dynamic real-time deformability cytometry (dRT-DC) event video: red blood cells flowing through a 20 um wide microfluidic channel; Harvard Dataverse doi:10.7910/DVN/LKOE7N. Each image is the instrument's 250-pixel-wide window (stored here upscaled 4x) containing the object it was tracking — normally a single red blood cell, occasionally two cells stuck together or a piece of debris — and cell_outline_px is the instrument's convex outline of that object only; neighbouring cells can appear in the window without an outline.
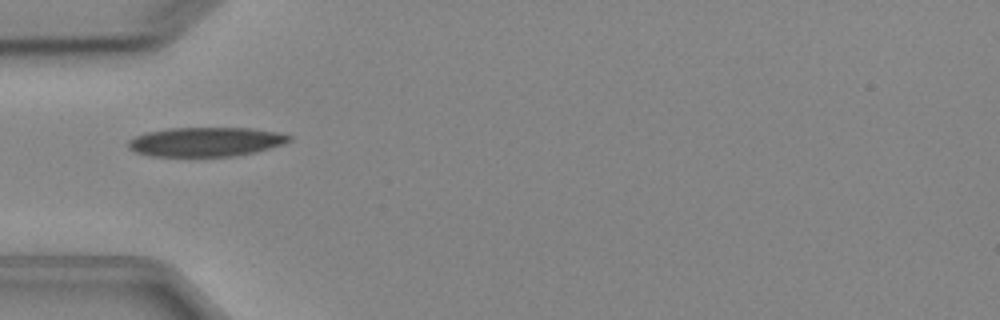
{"species": "Egyptian fruit bat (a non-hibernating species)", "species_latin": "Rousettus aegyptiacus", "temperature_condition": "cold", "stored_images_in_passage": 10, "camera_frame_rate_fps": 3000, "um_per_image_px": 0.085, "animal": {"sex": "female"}, "frame": {"image": 1, "passage_image": 6, "time_ms": 5.667, "image_size_px": [1000, 320], "cell_outline_px": [[292, 140], [284, 144], [256, 152], [236, 156], [148, 156], [136, 152], [128, 148], [128, 140], [144, 132], [168, 128], [252, 128], [276, 132], [292, 136]], "centroid_in_image_um": [17.49, 12.05], "position_along_channel_um": 67.5, "area_um2": 27.63}}
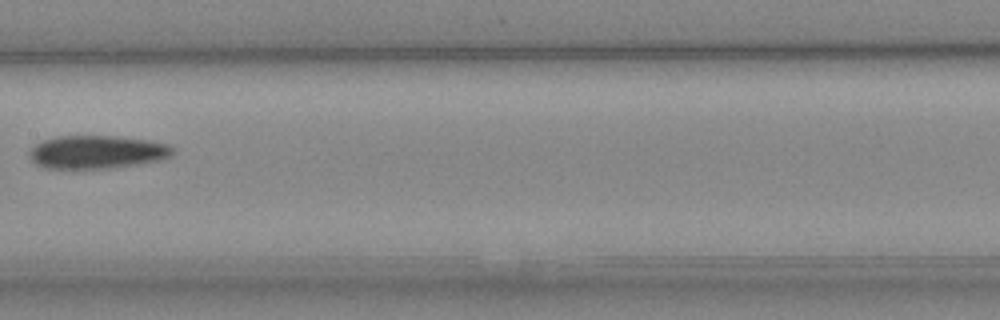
{"frame": {"image": 2, "passage_image": 9, "time_ms": 9.0, "image_size_px": [1000, 320], "cell_outline_px": [[172, 156], [160, 160], [112, 168], [44, 168], [36, 164], [28, 156], [28, 152], [36, 144], [44, 140], [60, 136], [116, 136], [148, 140], [168, 144], [172, 148]], "centroid_in_image_um": [8.23, 12.92], "position_along_channel_um": 199.2, "area_um2": 27.57}}
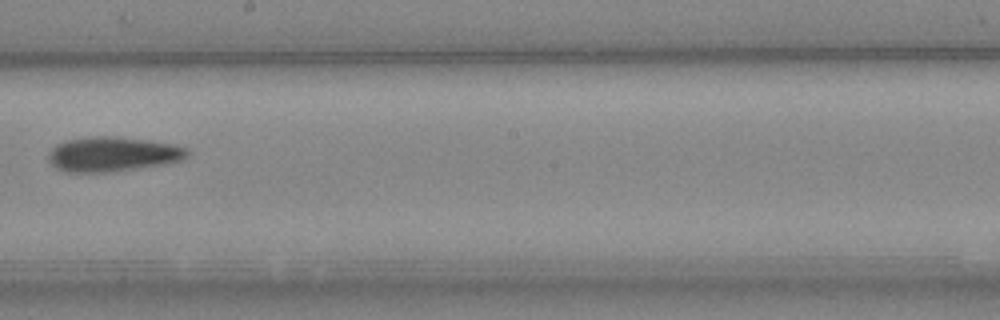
{"frame": {"image": 3, "passage_image": 10, "time_ms": 10.0, "image_size_px": [1000, 320], "cell_outline_px": [[188, 156], [184, 160], [136, 168], [104, 172], [64, 172], [56, 168], [48, 160], [48, 156], [52, 148], [56, 144], [64, 140], [96, 136], [116, 136], [172, 144], [188, 148]], "centroid_in_image_um": [9.54, 13.1], "position_along_channel_um": 238.7, "area_um2": 27.86}}